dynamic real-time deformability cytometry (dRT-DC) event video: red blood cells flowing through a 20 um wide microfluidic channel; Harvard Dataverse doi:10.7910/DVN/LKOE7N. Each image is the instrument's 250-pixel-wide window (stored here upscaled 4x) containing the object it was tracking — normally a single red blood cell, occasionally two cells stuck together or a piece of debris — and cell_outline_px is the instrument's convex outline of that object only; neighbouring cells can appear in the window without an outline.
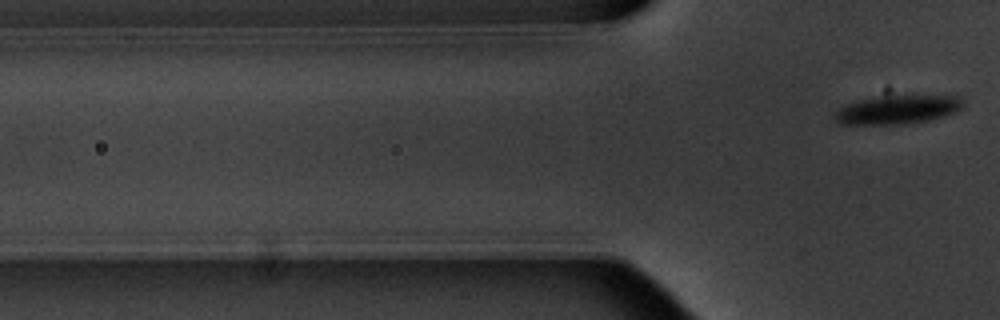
{"species": "common noctule bat (a hibernating species)", "species_latin": "Nyctalus noctula", "temperature_condition": "warm", "stored_images_in_passage": 9, "camera_frame_rate_fps": 3000, "um_per_image_px": 0.085, "animal": {"sex": "male", "body_mass_g": 20.1, "forearm_length_mm": 53.5}, "frame": {"image": 1, "passage_image": 9, "time_ms": 10.0, "image_size_px": [1000, 320], "cell_outline_px": [[964, 108], [928, 120], [896, 124], [840, 124], [832, 116], [836, 108], [844, 104], [876, 96], [896, 92], [960, 96], [964, 100]], "centroid_in_image_um": [76.28, 9.24], "position_along_channel_um": 49.5, "area_um2": 22.6}}